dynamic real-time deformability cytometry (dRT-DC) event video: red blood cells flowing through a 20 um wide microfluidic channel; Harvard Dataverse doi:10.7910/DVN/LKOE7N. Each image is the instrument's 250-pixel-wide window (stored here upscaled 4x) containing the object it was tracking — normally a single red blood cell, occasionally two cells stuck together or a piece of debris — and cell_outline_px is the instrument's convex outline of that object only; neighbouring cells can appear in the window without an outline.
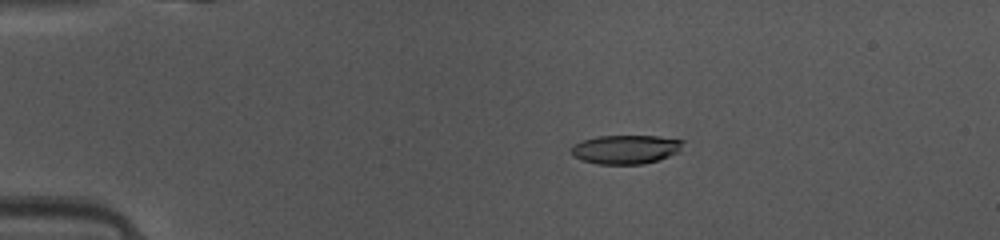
{"species": "common noctule bat (a hibernating species)", "species_latin": "Nyctalus noctula", "temperature_condition": "warm", "stored_images_in_passage": 49, "camera_frame_rate_fps": 3000, "um_per_image_px": 0.085, "animal": {"sex": "female", "body_mass_g": 10.0, "forearm_length_mm": 53.1}, "frame": {"image": 1, "passage_image": 10, "time_ms": 3.0, "image_size_px": [1000, 240], "cell_outline_px": [[684, 140], [680, 152], [660, 160], [644, 164], [596, 164], [572, 156], [568, 152], [572, 144], [596, 136], [660, 136]], "centroid_in_image_um": [53.18, 12.7], "position_along_channel_um": 31.8, "area_um2": 19.19}}
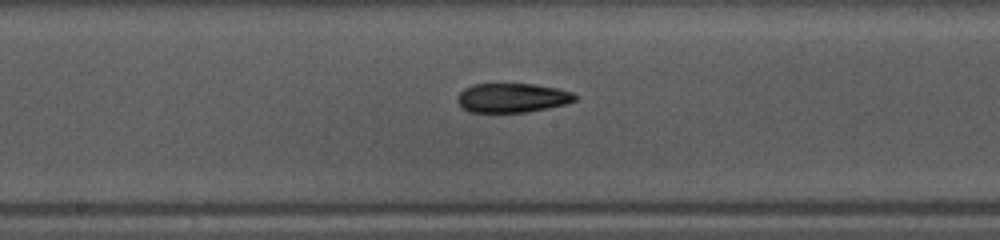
{"frame": {"image": 2, "passage_image": 26, "time_ms": 8.333, "image_size_px": [1000, 240], "cell_outline_px": [[576, 100], [568, 104], [528, 112], [468, 112], [456, 100], [456, 96], [464, 88], [472, 84], [536, 84], [556, 88], [572, 92], [576, 96]], "centroid_in_image_um": [43.54, 8.31], "position_along_channel_um": 204.7, "area_um2": 20.17}}
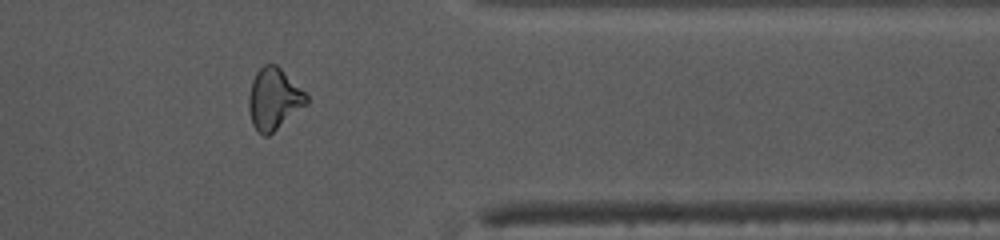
{"frame": {"image": 3, "passage_image": 40, "time_ms": 13.0, "image_size_px": [1000, 240], "cell_outline_px": [[308, 104], [268, 136], [264, 136], [252, 124], [248, 108], [248, 96], [252, 80], [256, 72], [264, 64], [276, 64], [308, 96]], "centroid_in_image_um": [23.26, 8.42], "position_along_channel_um": 388.1, "area_um2": 20.52}, "authors_computed_cell_mechanics": {"area_um2": 20.1722, "velocity_mm_per_s": 4.1441, "shape_relaxation_time_tau1_ms": 5.2414, "shape_relaxation_time_tau2_ms": 9.0067, "deformation_change_tau1": 0.1715, "deformation_change_tau2": 0.1717}}